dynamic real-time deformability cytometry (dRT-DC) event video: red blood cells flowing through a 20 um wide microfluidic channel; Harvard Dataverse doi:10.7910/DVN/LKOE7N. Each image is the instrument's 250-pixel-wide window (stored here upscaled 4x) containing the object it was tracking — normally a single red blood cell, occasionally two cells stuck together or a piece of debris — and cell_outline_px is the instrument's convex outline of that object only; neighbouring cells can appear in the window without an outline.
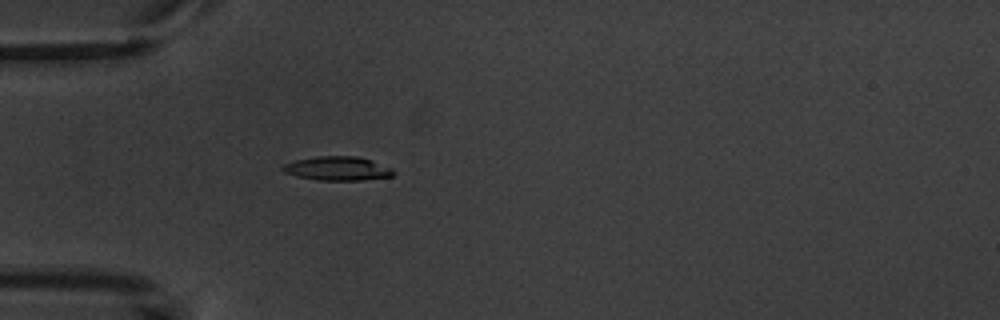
{"species": "common noctule bat (a hibernating species)", "species_latin": "Nyctalus noctula", "temperature_condition": "warm", "stored_images_in_passage": 3, "camera_frame_rate_fps": 3000, "um_per_image_px": 0.085, "animal": {"sex": "male", "body_mass_g": 20.1, "forearm_length_mm": 53.5}, "frame": {"image": 1, "passage_image": 3, "time_ms": 4.0, "image_size_px": [1000, 320], "cell_outline_px": [[396, 172], [392, 176], [360, 180], [316, 180], [296, 176], [284, 172], [280, 168], [284, 164], [296, 160], [320, 156], [356, 156], [372, 160], [392, 168]], "centroid_in_image_um": [28.69, 14.32], "position_along_channel_um": 56.3, "area_um2": 15.43}}